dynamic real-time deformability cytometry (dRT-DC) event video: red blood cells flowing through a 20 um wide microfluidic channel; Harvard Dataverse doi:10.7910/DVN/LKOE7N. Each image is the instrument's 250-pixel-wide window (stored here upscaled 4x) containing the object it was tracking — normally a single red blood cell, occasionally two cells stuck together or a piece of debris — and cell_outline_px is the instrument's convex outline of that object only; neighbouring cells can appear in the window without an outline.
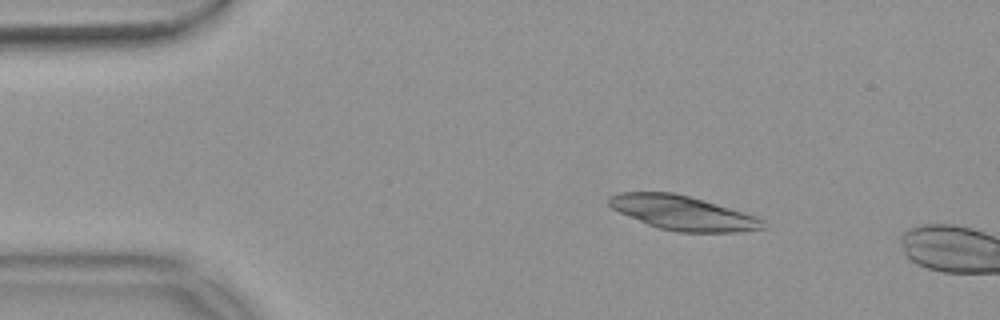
{"species": "common noctule bat (a hibernating species)", "species_latin": "Nyctalus noctula", "temperature_condition": "warm", "stored_images_in_passage": 9, "camera_frame_rate_fps": 3000, "um_per_image_px": 0.085, "animal": {"sex": "female", "body_mass_g": 18.4}, "frame": {"image": 1, "passage_image": 1, "time_ms": 0.0, "image_size_px": [1000, 320], "cell_outline_px": [[768, 228], [740, 232], [680, 232], [660, 228], [648, 224], [620, 212], [612, 208], [608, 204], [608, 196], [620, 192], [672, 192], [704, 200], [744, 212], [756, 216], [764, 220]], "centroid_in_image_um": [58.08, 18.1], "position_along_channel_um": 26.9, "area_um2": 30.69}}